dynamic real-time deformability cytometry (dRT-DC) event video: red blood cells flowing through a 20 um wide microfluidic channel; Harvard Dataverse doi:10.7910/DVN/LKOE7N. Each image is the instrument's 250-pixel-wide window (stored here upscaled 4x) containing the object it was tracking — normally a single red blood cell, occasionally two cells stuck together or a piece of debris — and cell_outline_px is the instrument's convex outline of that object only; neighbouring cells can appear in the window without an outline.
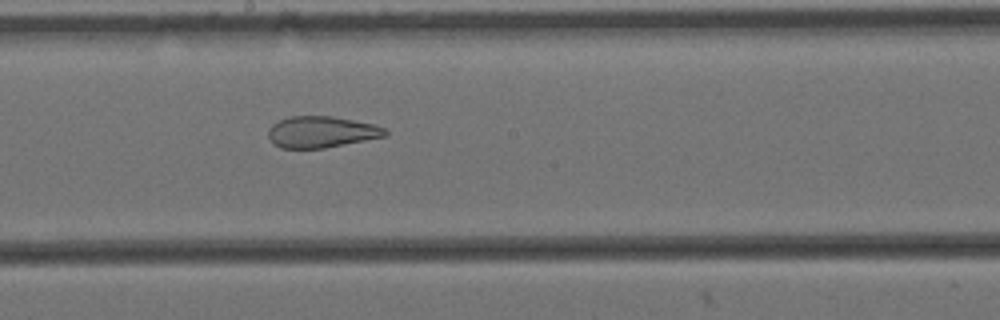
{"species": "Egyptian fruit bat (a non-hibernating species)", "species_latin": "Rousettus aegyptiacus", "temperature_condition": "cold", "stored_images_in_passage": 9, "camera_frame_rate_fps": 3000, "um_per_image_px": 0.085, "animal": {"sex": "female"}, "frame": {"image": 1, "passage_image": 9, "time_ms": 2.667, "image_size_px": [1000, 320], "cell_outline_px": [[388, 136], [324, 148], [280, 148], [272, 144], [268, 136], [268, 128], [272, 124], [288, 116], [332, 116], [372, 124], [384, 128], [388, 132]], "centroid_in_image_um": [27.29, 11.22], "position_along_channel_um": 220.9, "area_um2": 21.44}}